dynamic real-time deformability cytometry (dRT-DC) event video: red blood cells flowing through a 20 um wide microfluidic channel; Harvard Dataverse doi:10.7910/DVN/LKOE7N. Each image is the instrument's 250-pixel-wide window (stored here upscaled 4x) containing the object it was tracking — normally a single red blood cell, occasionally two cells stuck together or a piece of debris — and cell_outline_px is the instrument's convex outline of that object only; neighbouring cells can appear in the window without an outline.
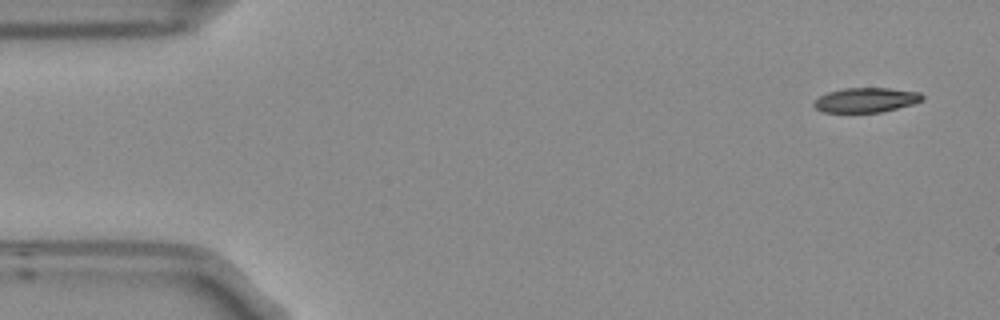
{"species": "Egyptian fruit bat (a non-hibernating species)", "species_latin": "Rousettus aegyptiacus", "temperature_condition": "room temperature", "stored_images_in_passage": 6, "camera_frame_rate_fps": 3000, "um_per_image_px": 0.085, "frame": {"image": 1, "passage_image": 1, "time_ms": 0.0, "image_size_px": [1000, 320], "cell_outline_px": [[924, 100], [912, 104], [880, 112], [824, 112], [816, 108], [812, 104], [820, 96], [828, 92], [844, 88], [888, 88], [920, 92], [924, 96]], "centroid_in_image_um": [73.63, 8.49], "position_along_channel_um": 11.4, "area_um2": 15.43}}
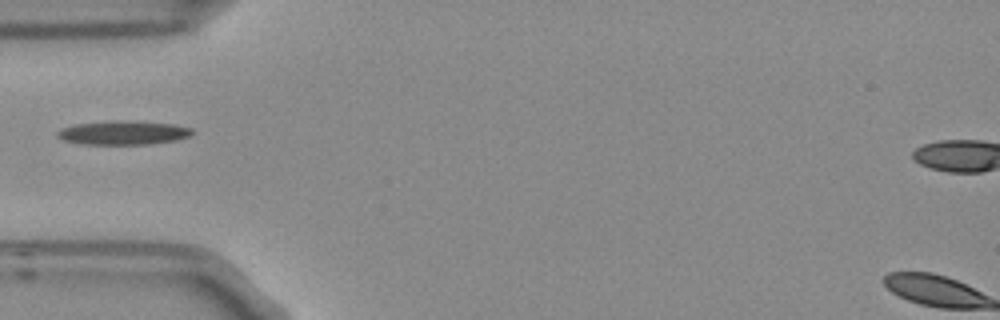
{"frame": {"image": 2, "passage_image": 5, "time_ms": 1.333, "image_size_px": [1000, 320], "cell_outline_px": [[196, 132], [192, 136], [176, 140], [148, 144], [80, 144], [64, 140], [56, 136], [56, 132], [60, 128], [76, 124], [112, 120], [128, 120], [172, 124], [192, 128]], "centroid_in_image_um": [10.49, 11.27], "position_along_channel_um": 74.5, "area_um2": 19.02}}
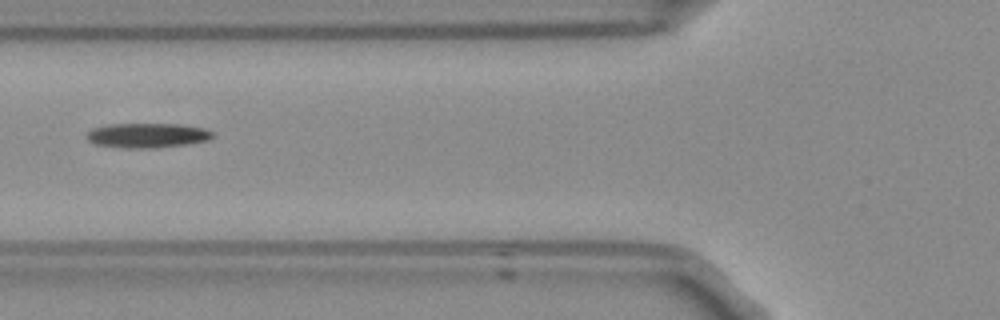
{"frame": {"image": 3, "passage_image": 6, "time_ms": 1.667, "image_size_px": [1000, 320], "cell_outline_px": [[216, 136], [208, 140], [188, 144], [152, 148], [128, 148], [96, 144], [88, 140], [84, 136], [92, 128], [108, 124], [180, 124], [204, 128], [216, 132]], "centroid_in_image_um": [12.57, 11.5], "position_along_channel_um": 113.2, "area_um2": 18.26}}